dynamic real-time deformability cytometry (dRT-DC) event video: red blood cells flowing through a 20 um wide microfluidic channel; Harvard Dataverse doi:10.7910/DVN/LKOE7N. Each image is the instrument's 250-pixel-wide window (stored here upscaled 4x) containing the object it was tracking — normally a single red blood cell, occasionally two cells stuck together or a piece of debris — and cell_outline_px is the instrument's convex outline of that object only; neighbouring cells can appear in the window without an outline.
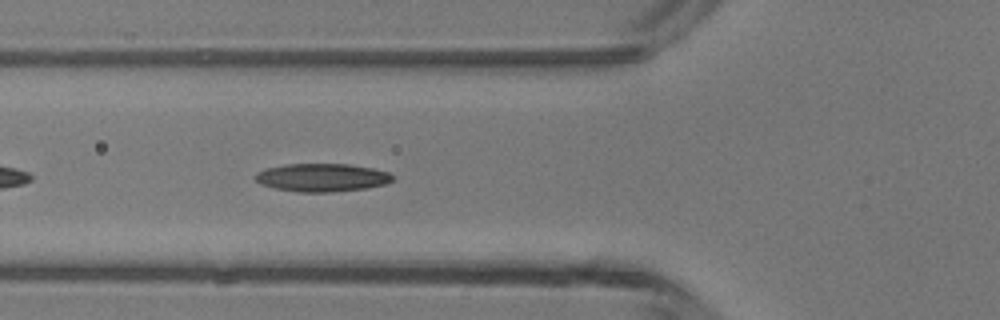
{"species": "common noctule bat (a hibernating species)", "species_latin": "Nyctalus noctula", "temperature_condition": "room temperature", "stored_images_in_passage": 26, "camera_frame_rate_fps": 3000, "um_per_image_px": 0.085, "animal": {"sex": "male", "body_mass_g": 13.3}, "frame": {"image": 1, "passage_image": 5, "time_ms": 1.333, "image_size_px": [1000, 320], "cell_outline_px": [[392, 180], [384, 184], [368, 188], [332, 192], [300, 192], [276, 188], [260, 184], [256, 180], [256, 172], [264, 168], [288, 164], [348, 164], [372, 168], [388, 172], [392, 176]], "centroid_in_image_um": [27.35, 15.09], "position_along_channel_um": 98.5, "area_um2": 22.37}}
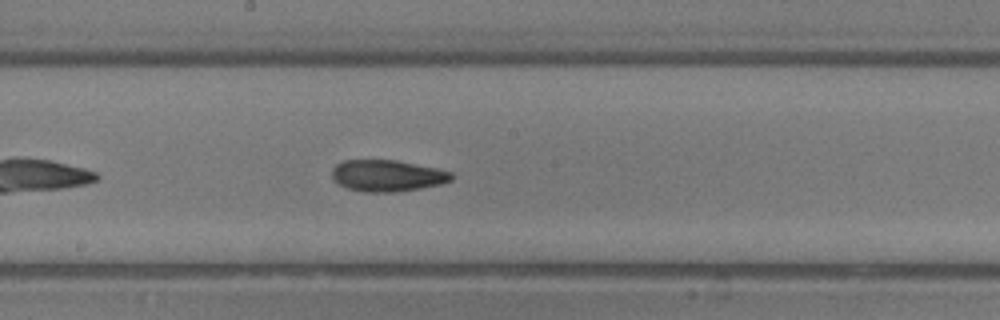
{"frame": {"image": 2, "passage_image": 13, "time_ms": 4.0, "image_size_px": [1000, 320], "cell_outline_px": [[452, 180], [440, 184], [420, 188], [396, 192], [364, 192], [348, 188], [332, 180], [332, 168], [336, 164], [344, 160], [396, 160], [436, 168], [452, 172]], "centroid_in_image_um": [32.89, 14.93], "position_along_channel_um": 215.3, "area_um2": 21.91}}
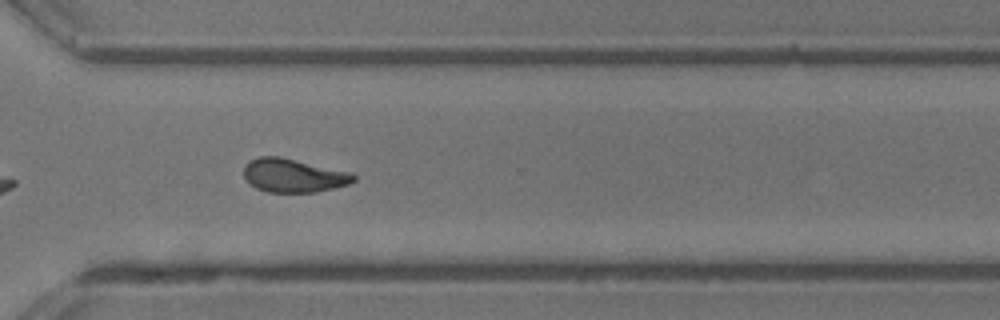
{"frame": {"image": 3, "passage_image": 22, "time_ms": 7.0, "image_size_px": [1000, 320], "cell_outline_px": [[356, 180], [348, 184], [316, 192], [268, 192], [256, 188], [244, 180], [244, 164], [248, 160], [260, 156], [280, 156], [352, 172], [356, 176]], "centroid_in_image_um": [24.92, 14.9], "position_along_channel_um": 345.7, "area_um2": 21.73}, "authors_computed_cell_mechanics": {"area_um2": 21.9351, "velocity_mm_per_s": 4.3598, "shape_relaxation_time_tau1_ms": 5.9825, "shape_relaxation_time_tau2_ms": 3.9413, "deformation_change_tau1": 0.181, "deformation_change_tau2": 0.1182}}